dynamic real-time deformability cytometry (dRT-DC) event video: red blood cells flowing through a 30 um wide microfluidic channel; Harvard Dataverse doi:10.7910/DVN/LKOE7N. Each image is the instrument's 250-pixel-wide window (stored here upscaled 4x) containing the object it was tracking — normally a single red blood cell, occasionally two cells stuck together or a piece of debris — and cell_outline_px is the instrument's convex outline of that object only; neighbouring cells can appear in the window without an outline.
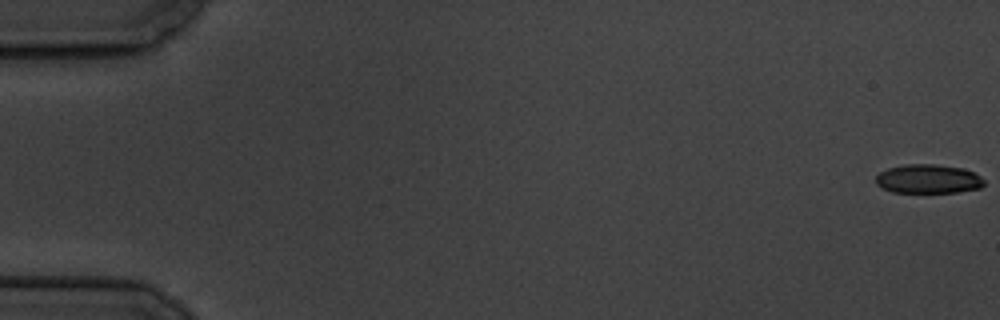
{"species": "common noctule bat (a hibernating species)", "species_latin": "Nyctalus noctula", "temperature_condition": "cold", "stored_images_in_passage": 58, "camera_frame_rate_fps": 3000, "um_per_image_px": 0.085, "animal": {"sex": "male", "body_mass_g": 19.5, "forearm_length_mm": 54.6}, "frame": {"image": 1, "passage_image": 1, "time_ms": 0.0, "image_size_px": [1000, 320], "cell_outline_px": [[984, 184], [980, 188], [956, 192], [892, 192], [876, 184], [876, 176], [880, 172], [888, 168], [904, 164], [936, 164], [964, 168], [980, 176], [984, 180]], "centroid_in_image_um": [78.9, 15.2], "position_along_channel_um": 6.1, "area_um2": 18.26}}
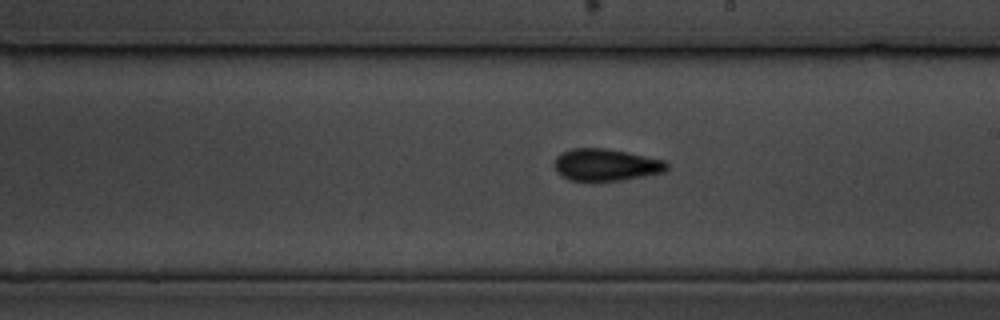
{"frame": {"image": 2, "passage_image": 34, "time_ms": 11.0, "image_size_px": [1000, 320], "cell_outline_px": [[668, 168], [664, 172], [644, 176], [596, 184], [588, 184], [568, 180], [560, 176], [556, 172], [552, 164], [556, 156], [560, 152], [572, 148], [604, 148], [628, 152], [664, 160], [668, 164]], "centroid_in_image_um": [51.4, 14.05], "position_along_channel_um": 237.6, "area_um2": 22.02}}
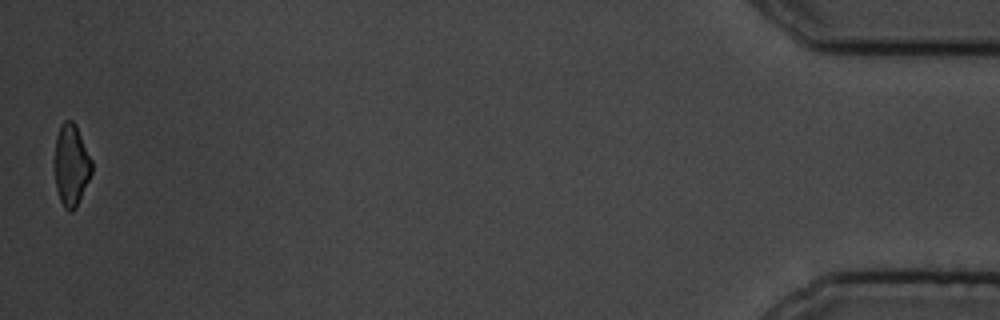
{"frame": {"image": 3, "passage_image": 58, "time_ms": 19.0, "image_size_px": [1000, 320], "cell_outline_px": [[92, 172], [76, 208], [72, 212], [68, 212], [64, 208], [60, 200], [56, 188], [52, 164], [56, 136], [60, 124], [64, 120], [72, 120], [76, 124], [92, 160]], "centroid_in_image_um": [6.01, 14.02], "position_along_channel_um": 429.2, "area_um2": 18.32}, "authors_computed_cell_mechanics": {"area_um2": 19.9988, "velocity_mm_per_s": 3.5111, "shape_relaxation_time_tau1_ms": 4.2389, "shape_relaxation_time_tau2_ms": 3.957, "deformation_change_tau1": 0.1132, "deformation_change_tau2": 0.1169}}